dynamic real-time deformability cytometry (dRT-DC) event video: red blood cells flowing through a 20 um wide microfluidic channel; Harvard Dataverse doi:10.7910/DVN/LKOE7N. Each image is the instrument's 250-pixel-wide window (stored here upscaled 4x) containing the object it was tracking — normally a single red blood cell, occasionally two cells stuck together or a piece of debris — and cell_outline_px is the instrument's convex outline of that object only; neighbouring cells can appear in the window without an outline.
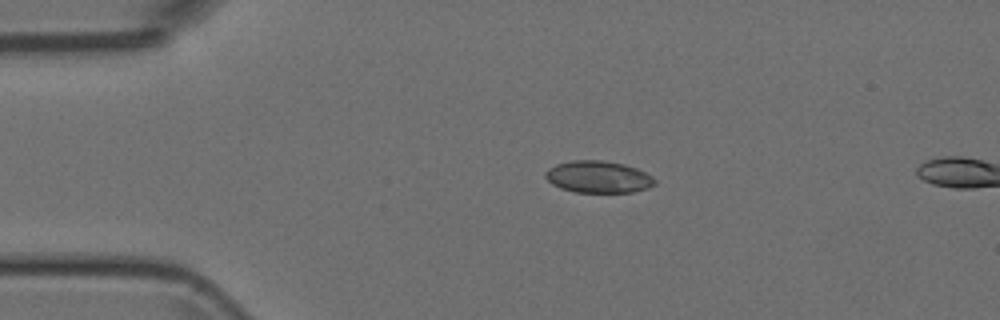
{"species": "Egyptian fruit bat (a non-hibernating species)", "species_latin": "Rousettus aegyptiacus", "temperature_condition": "room temperature", "stored_images_in_passage": 3, "camera_frame_rate_fps": 3000, "um_per_image_px": 0.085, "animal": {"sex": "female"}, "frame": {"image": 1, "passage_image": 1, "time_ms": 0.0, "image_size_px": [1000, 320], "cell_outline_px": [[656, 184], [648, 188], [632, 192], [576, 192], [560, 188], [552, 184], [544, 176], [544, 172], [548, 168], [556, 164], [572, 160], [604, 160], [624, 164], [636, 168], [652, 176], [656, 180]], "centroid_in_image_um": [50.84, 15.03], "position_along_channel_um": 34.2, "area_um2": 20.46}}